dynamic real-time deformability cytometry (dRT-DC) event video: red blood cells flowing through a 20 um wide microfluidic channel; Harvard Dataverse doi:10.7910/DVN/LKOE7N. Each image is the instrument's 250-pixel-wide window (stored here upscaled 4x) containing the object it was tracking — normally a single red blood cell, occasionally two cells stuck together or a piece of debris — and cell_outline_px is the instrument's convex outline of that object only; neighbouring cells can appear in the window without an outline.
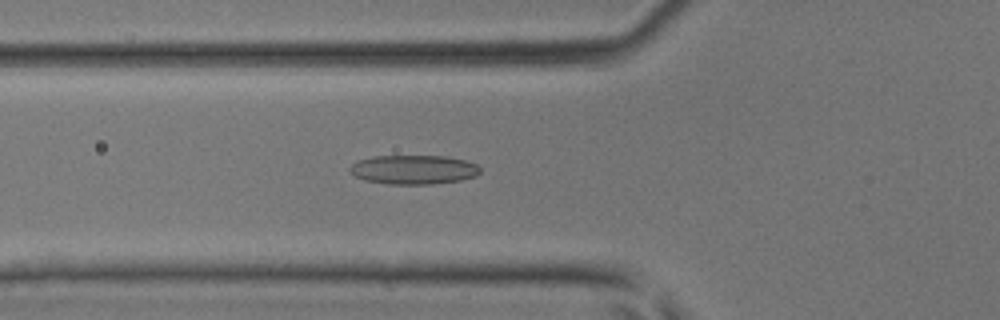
{"species": "common noctule bat (a hibernating species)", "species_latin": "Nyctalus noctula", "temperature_condition": "room temperature", "stored_images_in_passage": 36, "camera_frame_rate_fps": 3000, "um_per_image_px": 0.085, "animal": {"sex": "male", "body_mass_g": 17.9, "forearm_length_mm": 54.2}, "frame": {"image": 1, "passage_image": 8, "time_ms": 2.333, "image_size_px": [1000, 320], "cell_outline_px": [[480, 172], [476, 176], [460, 180], [432, 184], [388, 184], [364, 180], [348, 172], [348, 168], [356, 160], [372, 156], [448, 156], [464, 160], [476, 164], [480, 168]], "centroid_in_image_um": [35.12, 14.41], "position_along_channel_um": 90.7, "area_um2": 22.31}}
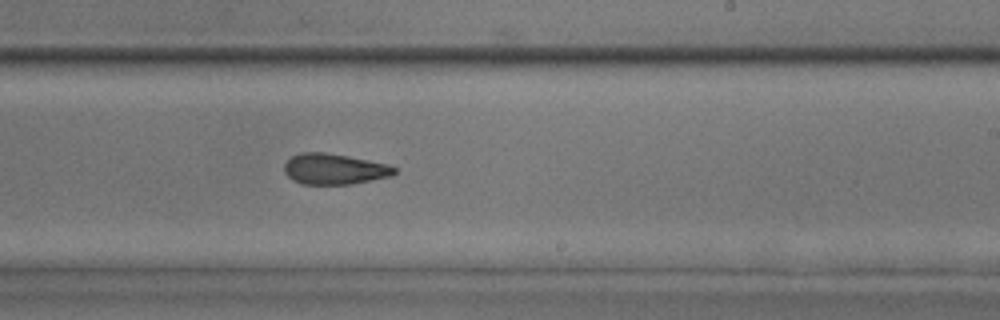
{"frame": {"image": 2, "passage_image": 19, "time_ms": 6.0, "image_size_px": [1000, 320], "cell_outline_px": [[396, 172], [392, 176], [352, 184], [300, 184], [292, 180], [284, 172], [284, 164], [292, 156], [300, 152], [324, 152], [348, 156], [388, 164], [396, 168]], "centroid_in_image_um": [28.4, 14.37], "position_along_channel_um": 260.6, "area_um2": 19.83}}
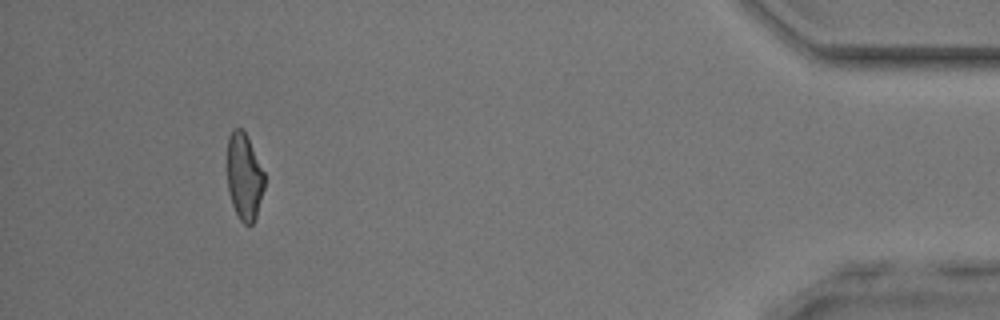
{"frame": {"image": 3, "passage_image": 33, "time_ms": 10.667, "image_size_px": [1000, 320], "cell_outline_px": [[264, 188], [256, 216], [252, 224], [244, 224], [240, 220], [232, 204], [228, 192], [228, 136], [232, 128], [240, 128], [244, 132], [264, 172]], "centroid_in_image_um": [20.75, 15.03], "position_along_channel_um": 414.5, "area_um2": 18.44}}